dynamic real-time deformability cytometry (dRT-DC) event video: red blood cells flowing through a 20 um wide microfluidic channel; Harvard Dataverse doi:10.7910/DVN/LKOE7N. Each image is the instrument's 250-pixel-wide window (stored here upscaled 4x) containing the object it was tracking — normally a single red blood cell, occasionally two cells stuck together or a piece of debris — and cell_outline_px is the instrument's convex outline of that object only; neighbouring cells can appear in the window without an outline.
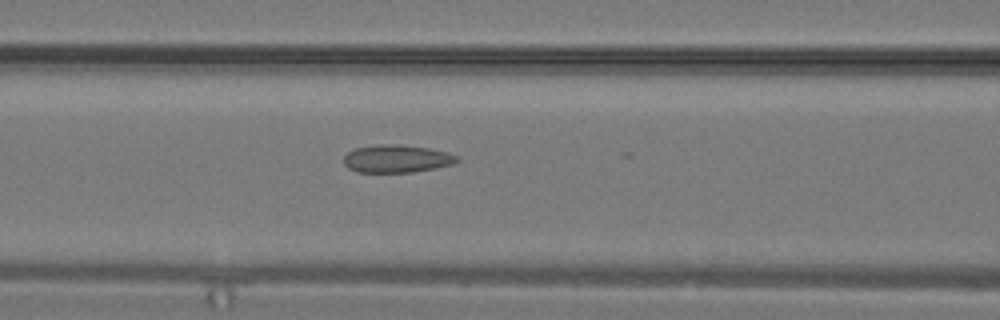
{"species": "common noctule bat (a hibernating species)", "species_latin": "Nyctalus noctula", "temperature_condition": "warm", "stored_images_in_passage": 11, "camera_frame_rate_fps": 3000, "um_per_image_px": 0.085, "animal": {"sex": "male", "body_mass_g": 19.2, "forearm_length_mm": 51.8}, "frame": {"image": 1, "passage_image": 7, "time_ms": 2.0, "image_size_px": [1000, 320], "cell_outline_px": [[460, 160], [452, 164], [436, 168], [412, 172], [356, 172], [348, 168], [344, 164], [344, 156], [348, 152], [356, 148], [376, 144], [384, 144], [428, 148], [448, 152], [456, 156]], "centroid_in_image_um": [33.7, 13.5], "position_along_channel_um": 132.9, "area_um2": 18.15}}
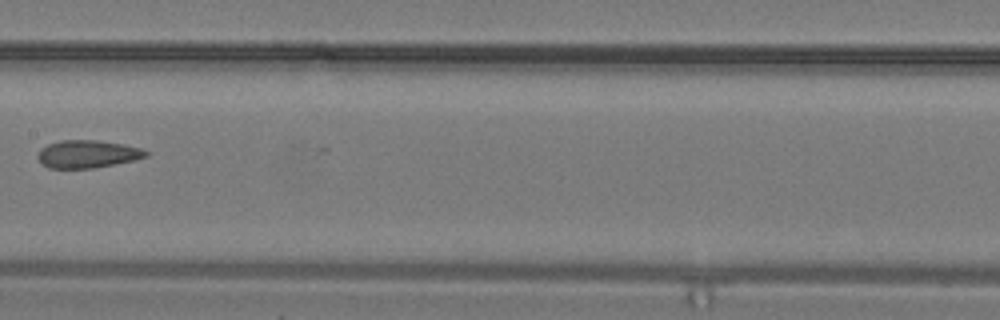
{"frame": {"image": 2, "passage_image": 10, "time_ms": 3.0, "image_size_px": [1000, 320], "cell_outline_px": [[148, 156], [132, 160], [92, 168], [48, 168], [40, 164], [36, 156], [40, 148], [48, 144], [60, 140], [96, 140], [124, 144], [140, 148], [148, 152]], "centroid_in_image_um": [7.36, 13.09], "position_along_channel_um": 200.0, "area_um2": 17.46}}